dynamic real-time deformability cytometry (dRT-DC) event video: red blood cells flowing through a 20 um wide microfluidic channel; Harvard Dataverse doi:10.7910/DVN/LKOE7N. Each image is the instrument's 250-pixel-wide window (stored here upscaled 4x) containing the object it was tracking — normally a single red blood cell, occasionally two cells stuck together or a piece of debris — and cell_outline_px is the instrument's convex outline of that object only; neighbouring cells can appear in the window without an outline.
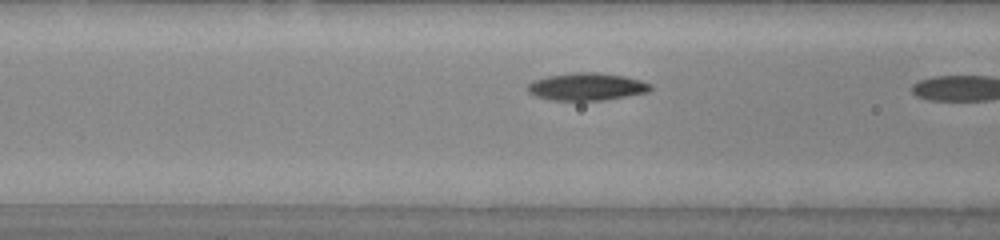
{"species": "common noctule bat (a hibernating species)", "species_latin": "Nyctalus noctula", "temperature_condition": "warm", "stored_images_in_passage": 7, "camera_frame_rate_fps": 3000, "um_per_image_px": 0.085, "animal": {"sex": "male", "body_mass_g": 20.0, "forearm_length_mm": 53.3}, "frame": {"image": 1, "passage_image": 6, "time_ms": 1.667, "image_size_px": [1000, 240], "cell_outline_px": [[652, 88], [648, 92], [604, 100], [552, 100], [536, 96], [528, 92], [528, 84], [532, 80], [548, 76], [572, 72], [596, 72], [624, 76], [640, 80], [652, 84]], "centroid_in_image_um": [49.87, 7.36], "position_along_channel_um": 116.7, "area_um2": 19.65}}